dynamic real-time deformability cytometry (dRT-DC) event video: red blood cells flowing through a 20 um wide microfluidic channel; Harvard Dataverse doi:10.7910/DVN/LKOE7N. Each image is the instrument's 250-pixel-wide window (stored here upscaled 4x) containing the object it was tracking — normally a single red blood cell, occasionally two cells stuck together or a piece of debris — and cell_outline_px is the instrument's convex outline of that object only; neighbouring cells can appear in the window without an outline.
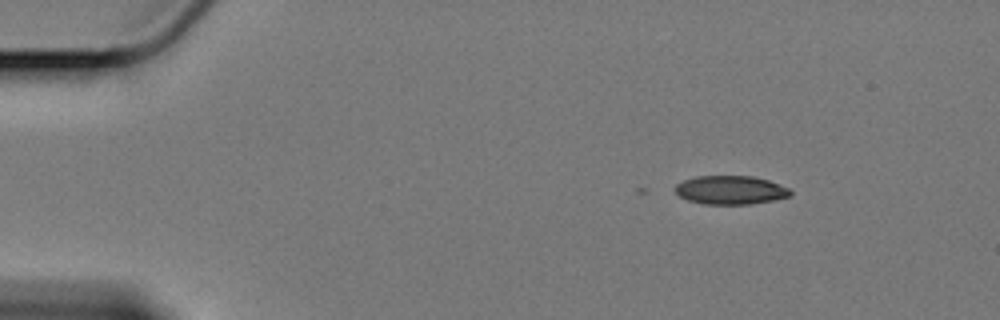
{"species": "Egyptian fruit bat (a non-hibernating species)", "species_latin": "Rousettus aegyptiacus", "temperature_condition": "cold", "stored_images_in_passage": 4, "camera_frame_rate_fps": 3000, "um_per_image_px": 0.085, "animal": {"sex": "female"}, "frame": {"image": 1, "passage_image": 1, "time_ms": 0.0, "image_size_px": [1000, 320], "cell_outline_px": [[792, 196], [776, 200], [752, 204], [704, 204], [688, 200], [680, 196], [672, 188], [676, 184], [684, 180], [696, 176], [752, 176], [768, 180], [788, 188], [792, 192]], "centroid_in_image_um": [62.1, 16.16], "position_along_channel_um": 22.9, "area_um2": 19.36}}